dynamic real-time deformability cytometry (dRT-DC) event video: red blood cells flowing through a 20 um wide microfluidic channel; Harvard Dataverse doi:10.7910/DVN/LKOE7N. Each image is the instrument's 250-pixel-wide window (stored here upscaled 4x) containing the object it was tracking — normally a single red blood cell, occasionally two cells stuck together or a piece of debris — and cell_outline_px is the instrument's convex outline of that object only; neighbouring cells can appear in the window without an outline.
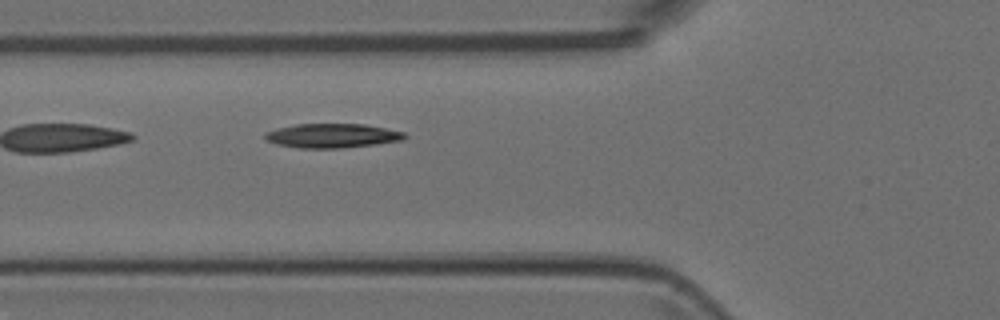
{"species": "Egyptian fruit bat (a non-hibernating species)", "species_latin": "Rousettus aegyptiacus", "temperature_condition": "room temperature", "stored_images_in_passage": 7, "camera_frame_rate_fps": 3000, "um_per_image_px": 0.085, "animal": {"sex": "female"}, "frame": {"image": 1, "passage_image": 7, "time_ms": 2.0, "image_size_px": [1000, 320], "cell_outline_px": [[408, 136], [404, 140], [376, 144], [340, 148], [300, 148], [276, 144], [268, 140], [264, 136], [264, 132], [296, 124], [364, 124], [404, 132]], "centroid_in_image_um": [28.26, 11.54], "position_along_channel_um": 97.5, "area_um2": 19.59}}